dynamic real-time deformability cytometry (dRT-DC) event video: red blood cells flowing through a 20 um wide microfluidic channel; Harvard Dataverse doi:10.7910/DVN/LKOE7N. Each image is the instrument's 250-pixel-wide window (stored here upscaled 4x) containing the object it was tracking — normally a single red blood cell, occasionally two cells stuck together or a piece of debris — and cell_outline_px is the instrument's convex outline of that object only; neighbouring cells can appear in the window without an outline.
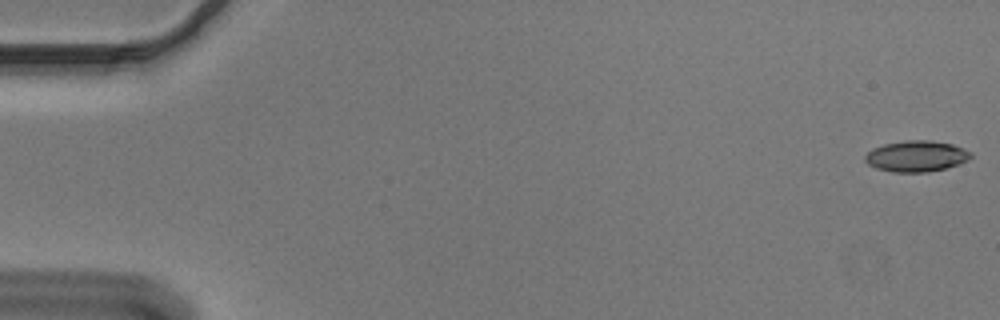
{"species": "Egyptian fruit bat (a non-hibernating species)", "species_latin": "Rousettus aegyptiacus", "temperature_condition": "cold", "stored_images_in_passage": 55, "camera_frame_rate_fps": 3000, "um_per_image_px": 0.085, "animal": {"sex": "male"}, "frame": {"image": 1, "passage_image": 1, "time_ms": 0.0, "image_size_px": [1000, 320], "cell_outline_px": [[972, 156], [968, 160], [960, 164], [928, 172], [892, 172], [876, 168], [868, 164], [864, 160], [864, 156], [872, 148], [884, 144], [904, 140], [932, 140], [952, 144], [972, 152]], "centroid_in_image_um": [77.88, 13.27], "position_along_channel_um": 7.1, "area_um2": 19.25}}
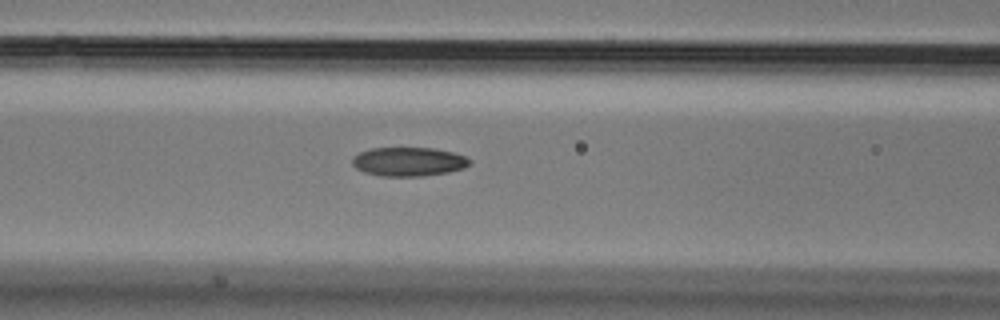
{"frame": {"image": 2, "passage_image": 23, "time_ms": 7.333, "image_size_px": [1000, 320], "cell_outline_px": [[472, 164], [464, 168], [448, 172], [424, 176], [380, 176], [364, 172], [356, 168], [352, 164], [352, 156], [360, 152], [372, 148], [436, 148], [452, 152], [464, 156], [472, 160]], "centroid_in_image_um": [34.74, 13.74], "position_along_channel_um": 131.9, "area_um2": 19.94}}
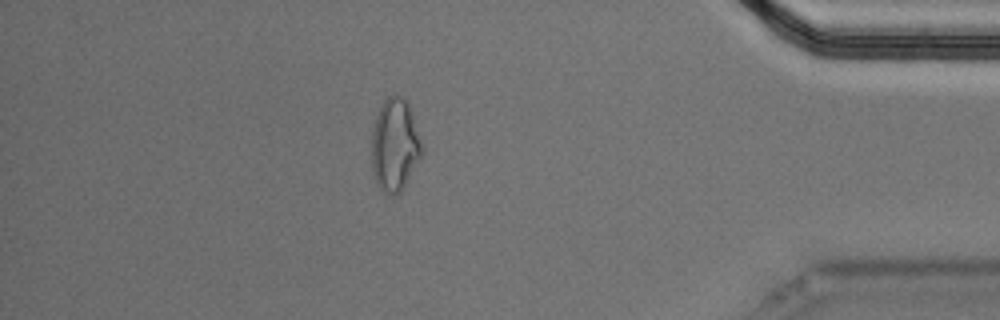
{"frame": {"image": 3, "passage_image": 48, "time_ms": 15.667, "image_size_px": [1000, 320], "cell_outline_px": [[424, 152], [400, 192], [396, 196], [384, 192], [376, 184], [372, 172], [372, 128], [380, 104], [388, 96], [396, 92], [404, 96], [412, 112]], "centroid_in_image_um": [33.55, 12.28], "position_along_channel_um": 401.7, "area_um2": 27.46}, "authors_computed_cell_mechanics": {"area_um2": 19.9988, "velocity_mm_per_s": 3.6757, "shape_relaxation_time_tau1_ms": null, "shape_relaxation_time_tau2_ms": 3.8952, "deformation_change_tau1": null, "deformation_change_tau2": 0.1089}}